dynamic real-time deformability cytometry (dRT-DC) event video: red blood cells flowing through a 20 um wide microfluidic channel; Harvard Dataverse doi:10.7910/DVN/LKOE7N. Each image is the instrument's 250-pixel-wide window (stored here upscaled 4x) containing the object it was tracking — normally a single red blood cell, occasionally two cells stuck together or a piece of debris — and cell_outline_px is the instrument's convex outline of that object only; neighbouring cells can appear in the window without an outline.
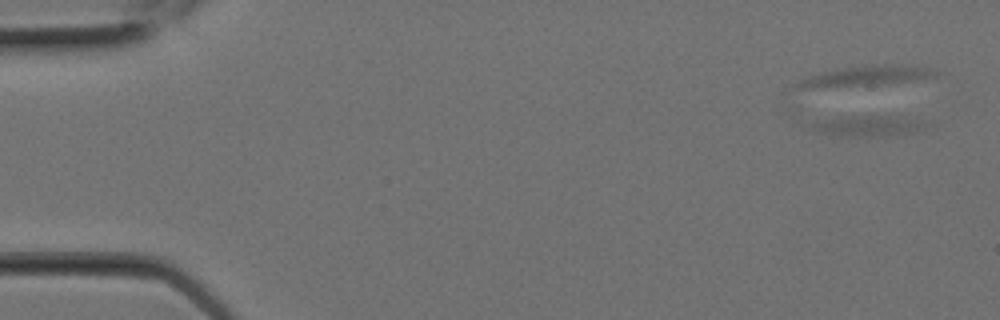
{"species": "Egyptian fruit bat (a non-hibernating species)", "species_latin": "Rousettus aegyptiacus", "temperature_condition": "room temperature", "stored_images_in_passage": 2, "camera_frame_rate_fps": 3000, "um_per_image_px": 0.085, "animal": {"sex": "female"}, "frame": {"image": 1, "passage_image": 2, "time_ms": 0.333, "image_size_px": [1000, 320], "cell_outline_px": [[932, 124], [924, 128], [912, 132], [884, 136], [840, 136], [816, 132], [808, 124], [816, 120], [840, 116], [896, 116]], "centroid_in_image_um": [73.67, 10.69], "position_along_channel_um": 11.3, "area_um2": 13.87}}